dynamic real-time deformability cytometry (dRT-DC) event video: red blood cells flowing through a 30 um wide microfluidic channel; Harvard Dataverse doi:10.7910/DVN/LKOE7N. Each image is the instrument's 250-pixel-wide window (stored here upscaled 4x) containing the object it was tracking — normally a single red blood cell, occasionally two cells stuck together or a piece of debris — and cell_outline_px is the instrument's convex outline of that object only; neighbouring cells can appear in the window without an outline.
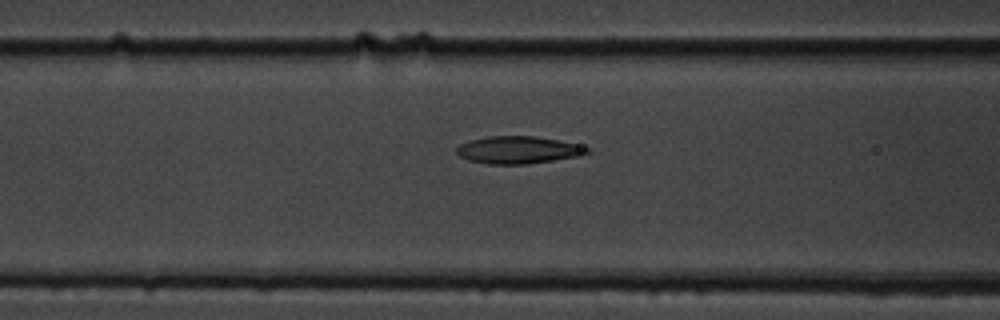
{"species": "common noctule bat (a hibernating species)", "species_latin": "Nyctalus noctula", "temperature_condition": "cold", "stored_images_in_passage": 15, "camera_frame_rate_fps": 3000, "um_per_image_px": 0.085, "animal": {"sex": "male", "body_mass_g": 19.5, "forearm_length_mm": 54.6}, "frame": {"image": 1, "passage_image": 13, "time_ms": 4.0, "image_size_px": [1000, 320], "cell_outline_px": [[592, 152], [580, 156], [528, 164], [488, 164], [468, 160], [460, 156], [456, 152], [456, 148], [460, 144], [468, 140], [488, 136], [536, 136], [556, 140], [592, 148]], "centroid_in_image_um": [44.05, 12.75], "position_along_channel_um": 122.6, "area_um2": 20.92}}